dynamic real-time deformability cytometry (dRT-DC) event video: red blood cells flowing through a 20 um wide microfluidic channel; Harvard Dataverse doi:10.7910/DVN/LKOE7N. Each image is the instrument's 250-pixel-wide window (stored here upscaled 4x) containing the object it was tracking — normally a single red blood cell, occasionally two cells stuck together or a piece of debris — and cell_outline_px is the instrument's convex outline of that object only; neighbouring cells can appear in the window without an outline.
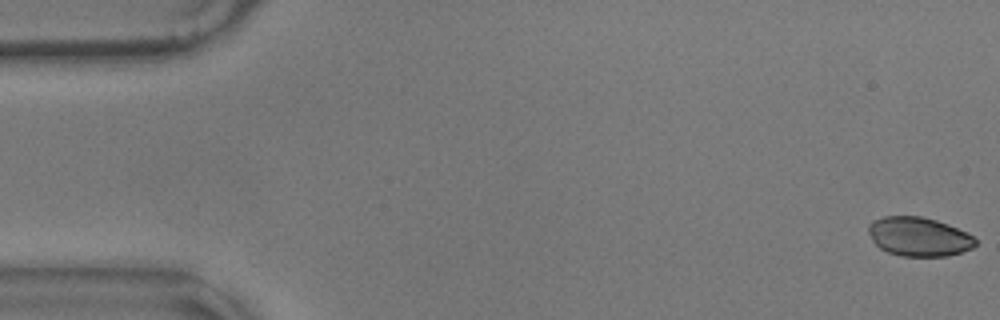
{"species": "common noctule bat (a hibernating species)", "species_latin": "Nyctalus noctula", "temperature_condition": "warm", "stored_images_in_passage": 35, "camera_frame_rate_fps": 3000, "um_per_image_px": 0.085, "animal": {"sex": "male", "body_mass_g": 17.9}, "frame": {"image": 1, "passage_image": 1, "time_ms": 0.0, "image_size_px": [1000, 320], "cell_outline_px": [[976, 244], [972, 248], [948, 256], [900, 256], [888, 252], [880, 248], [872, 240], [868, 232], [868, 224], [872, 220], [884, 216], [920, 216], [936, 220], [948, 224], [968, 232], [976, 240]], "centroid_in_image_um": [78.09, 20.11], "position_along_channel_um": 6.9, "area_um2": 24.45}}
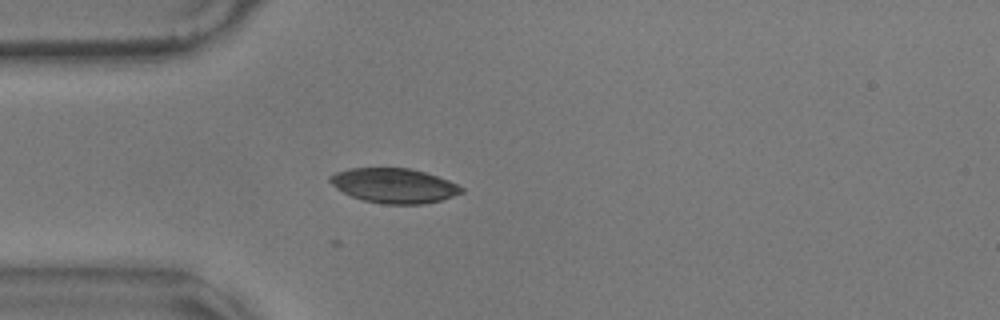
{"frame": {"image": 2, "passage_image": 16, "time_ms": 5.0, "image_size_px": [1000, 320], "cell_outline_px": [[464, 192], [440, 200], [424, 204], [384, 204], [364, 200], [352, 196], [336, 188], [328, 180], [328, 176], [336, 172], [348, 168], [408, 168], [424, 172], [448, 180], [464, 188]], "centroid_in_image_um": [33.47, 15.77], "position_along_channel_um": 51.5, "area_um2": 26.41}}